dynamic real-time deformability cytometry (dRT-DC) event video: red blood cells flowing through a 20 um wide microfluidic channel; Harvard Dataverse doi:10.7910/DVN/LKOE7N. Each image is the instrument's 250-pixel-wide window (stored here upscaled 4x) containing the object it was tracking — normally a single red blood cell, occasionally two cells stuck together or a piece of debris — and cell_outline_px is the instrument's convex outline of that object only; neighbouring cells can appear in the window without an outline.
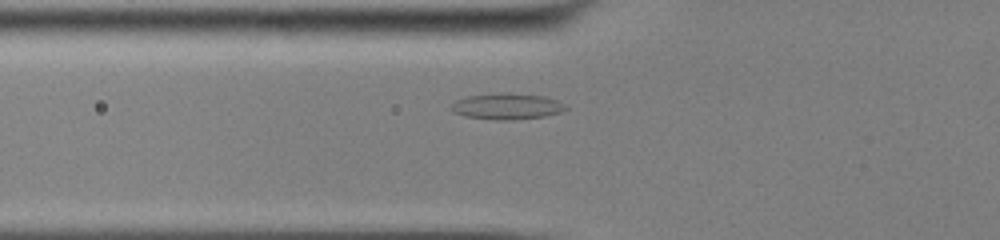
{"species": "common noctule bat (a hibernating species)", "species_latin": "Nyctalus noctula", "temperature_condition": "cold", "stored_images_in_passage": 43, "camera_frame_rate_fps": 3000, "um_per_image_px": 0.085, "animal": {"sex": "male", "body_mass_g": 13.0, "forearm_length_mm": 53.1}, "frame": {"image": 1, "passage_image": 12, "time_ms": 3.667, "image_size_px": [1000, 240], "cell_outline_px": [[568, 108], [560, 112], [544, 116], [512, 120], [496, 120], [464, 116], [452, 112], [452, 104], [456, 100], [468, 96], [504, 92], [508, 92], [544, 96], [568, 104]], "centroid_in_image_um": [43.11, 9.03], "position_along_channel_um": 82.7, "area_um2": 17.51}}
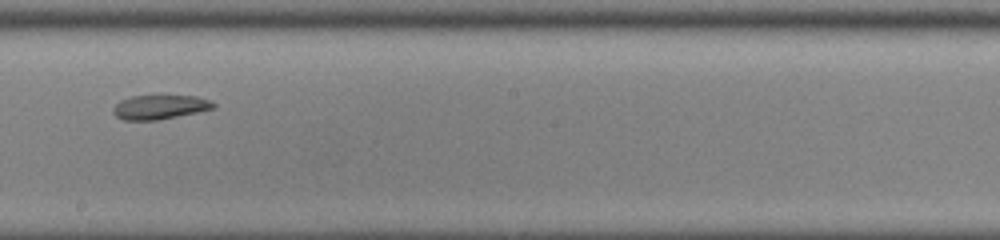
{"frame": {"image": 2, "passage_image": 24, "time_ms": 7.667, "image_size_px": [1000, 240], "cell_outline_px": [[216, 108], [160, 120], [124, 120], [116, 116], [112, 112], [112, 108], [120, 100], [132, 96], [196, 96], [208, 100], [216, 104]], "centroid_in_image_um": [13.57, 9.11], "position_along_channel_um": 234.6, "area_um2": 14.16}}
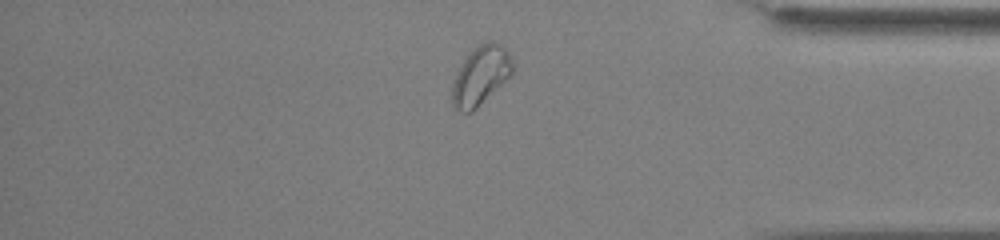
{"frame": {"image": 3, "passage_image": 38, "time_ms": 12.333, "image_size_px": [1000, 240], "cell_outline_px": [[512, 72], [472, 112], [464, 112], [456, 108], [452, 104], [452, 80], [468, 52], [484, 40], [492, 40], [508, 48], [512, 60]], "centroid_in_image_um": [40.83, 6.35], "position_along_channel_um": 394.4, "area_um2": 20.58}}